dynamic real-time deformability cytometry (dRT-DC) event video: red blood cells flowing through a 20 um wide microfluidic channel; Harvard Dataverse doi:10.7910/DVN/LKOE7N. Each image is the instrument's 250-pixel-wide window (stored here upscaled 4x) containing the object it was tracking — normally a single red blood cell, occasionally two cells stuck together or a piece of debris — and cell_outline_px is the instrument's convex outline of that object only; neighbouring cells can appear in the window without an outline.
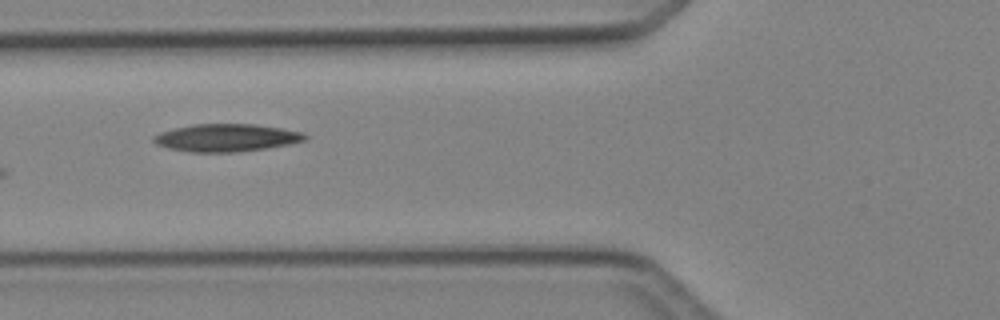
{"species": "Egyptian fruit bat (a non-hibernating species)", "species_latin": "Rousettus aegyptiacus", "temperature_condition": "cold", "stored_images_in_passage": 6, "camera_frame_rate_fps": 3000, "um_per_image_px": 0.085, "animal": {"sex": "female"}, "frame": {"image": 1, "passage_image": 5, "time_ms": 4.667, "image_size_px": [1000, 320], "cell_outline_px": [[308, 136], [304, 140], [288, 144], [264, 148], [236, 152], [188, 152], [168, 148], [156, 144], [152, 140], [152, 136], [160, 132], [176, 128], [196, 124], [256, 124], [304, 132]], "centroid_in_image_um": [19.22, 11.71], "position_along_channel_um": 106.6, "area_um2": 24.22}}
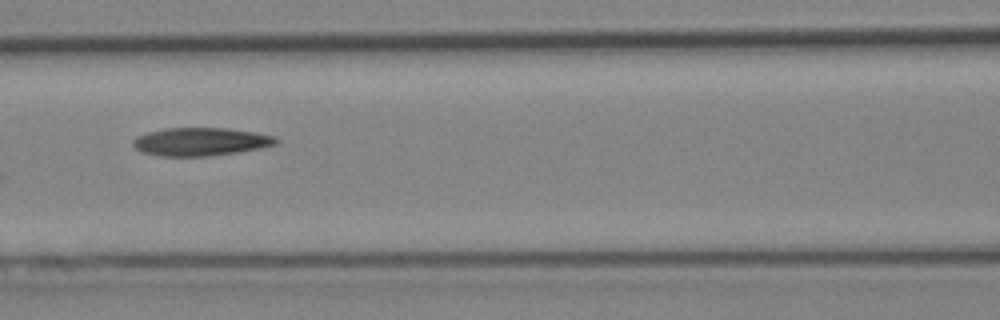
{"frame": {"image": 2, "passage_image": 6, "time_ms": 5.667, "image_size_px": [1000, 320], "cell_outline_px": [[280, 140], [276, 144], [260, 148], [240, 152], [212, 156], [160, 156], [140, 152], [132, 144], [132, 140], [136, 136], [148, 132], [168, 128], [224, 128], [256, 132], [276, 136]], "centroid_in_image_um": [17.07, 12.05], "position_along_channel_um": 149.5, "area_um2": 23.64}}